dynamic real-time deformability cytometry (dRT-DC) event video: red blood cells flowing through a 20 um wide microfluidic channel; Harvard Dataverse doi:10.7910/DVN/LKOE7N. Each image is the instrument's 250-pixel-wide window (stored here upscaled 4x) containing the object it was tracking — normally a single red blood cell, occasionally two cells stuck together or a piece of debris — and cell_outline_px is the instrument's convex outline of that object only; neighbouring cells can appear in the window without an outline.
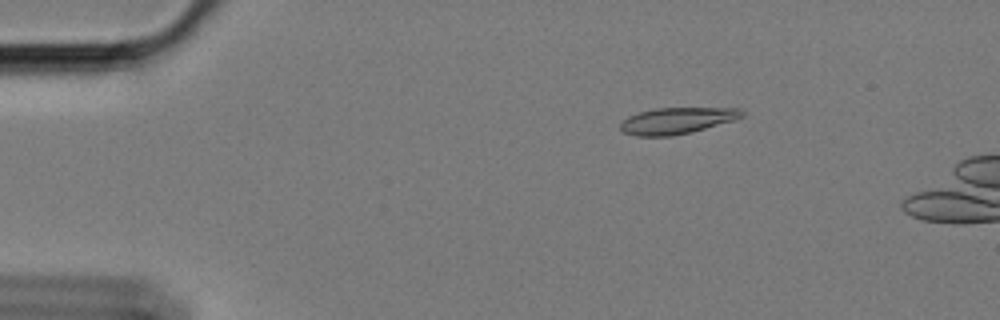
{"species": "Egyptian fruit bat (a non-hibernating species)", "species_latin": "Rousettus aegyptiacus", "temperature_condition": "cold", "stored_images_in_passage": 57, "camera_frame_rate_fps": 3000, "um_per_image_px": 0.085, "animal": {"sex": "female"}, "frame": {"image": 1, "passage_image": 10, "time_ms": 3.0, "image_size_px": [1000, 320], "cell_outline_px": [[744, 116], [736, 120], [692, 132], [672, 136], [636, 136], [624, 132], [620, 128], [620, 120], [628, 116], [640, 112], [656, 108], [740, 108], [744, 112]], "centroid_in_image_um": [57.55, 10.26], "position_along_channel_um": 27.5, "area_um2": 18.84}}
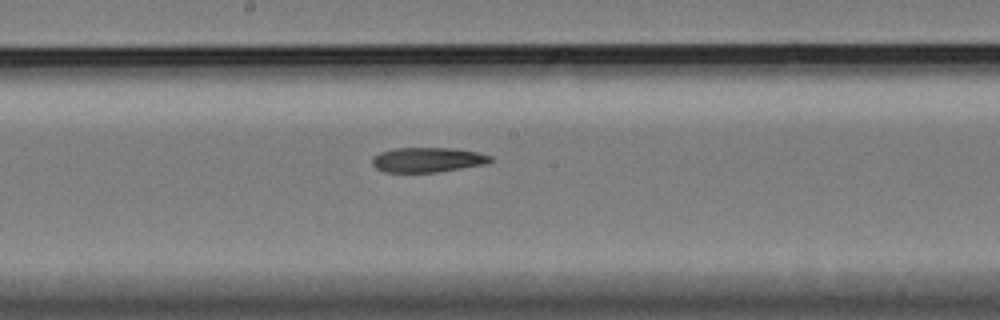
{"frame": {"image": 2, "passage_image": 32, "time_ms": 10.333, "image_size_px": [1000, 320], "cell_outline_px": [[492, 160], [488, 164], [436, 172], [384, 172], [376, 168], [372, 164], [372, 156], [380, 152], [392, 148], [456, 148], [476, 152], [492, 156]], "centroid_in_image_um": [36.33, 13.58], "position_along_channel_um": 211.9, "area_um2": 17.22}}
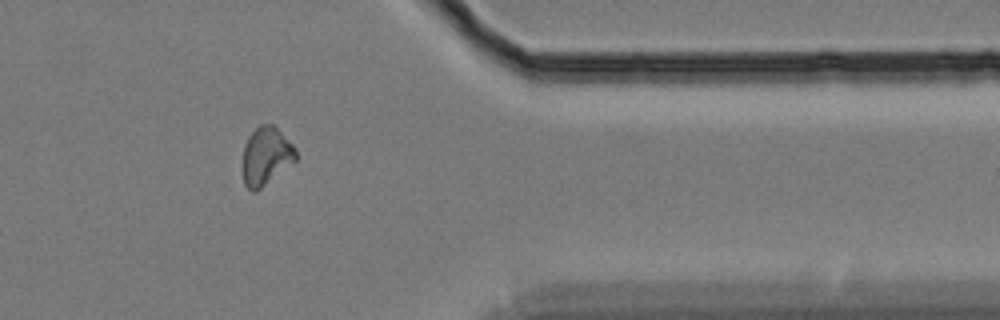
{"frame": {"image": 3, "passage_image": 49, "time_ms": 16.0, "image_size_px": [1000, 320], "cell_outline_px": [[296, 160], [256, 192], [252, 192], [244, 184], [244, 144], [248, 136], [260, 124], [272, 124], [296, 148]], "centroid_in_image_um": [22.61, 13.27], "position_along_channel_um": 388.8, "area_um2": 17.63}}